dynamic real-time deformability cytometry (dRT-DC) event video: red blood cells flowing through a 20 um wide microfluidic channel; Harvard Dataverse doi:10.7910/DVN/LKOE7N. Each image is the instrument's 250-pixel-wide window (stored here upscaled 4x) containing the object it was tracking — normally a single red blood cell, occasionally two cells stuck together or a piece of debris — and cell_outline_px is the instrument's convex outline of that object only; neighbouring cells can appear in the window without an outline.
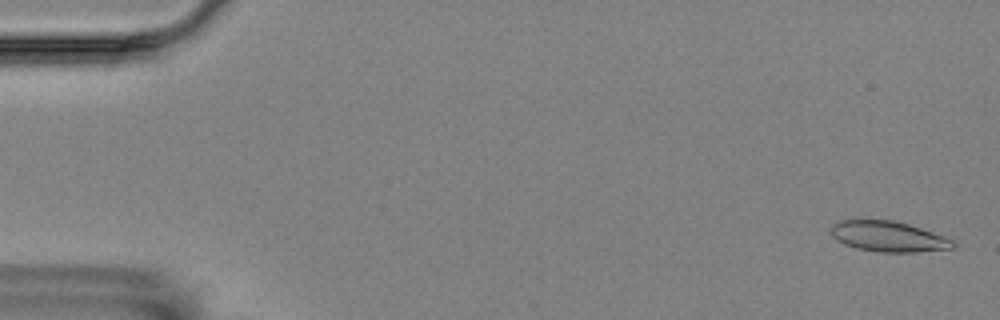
{"species": "Egyptian fruit bat (a non-hibernating species)", "species_latin": "Rousettus aegyptiacus", "temperature_condition": "room temperature", "stored_images_in_passage": 6, "camera_frame_rate_fps": 3000, "um_per_image_px": 0.085, "animal": {"sex": "female"}, "frame": {"image": 1, "passage_image": 1, "time_ms": 0.0, "image_size_px": [1000, 320], "cell_outline_px": [[956, 244], [952, 248], [916, 252], [880, 252], [856, 248], [844, 244], [832, 236], [832, 224], [840, 220], [892, 220], [908, 224], [944, 236], [952, 240]], "centroid_in_image_um": [75.5, 20.1], "position_along_channel_um": 9.5, "area_um2": 21.44}}